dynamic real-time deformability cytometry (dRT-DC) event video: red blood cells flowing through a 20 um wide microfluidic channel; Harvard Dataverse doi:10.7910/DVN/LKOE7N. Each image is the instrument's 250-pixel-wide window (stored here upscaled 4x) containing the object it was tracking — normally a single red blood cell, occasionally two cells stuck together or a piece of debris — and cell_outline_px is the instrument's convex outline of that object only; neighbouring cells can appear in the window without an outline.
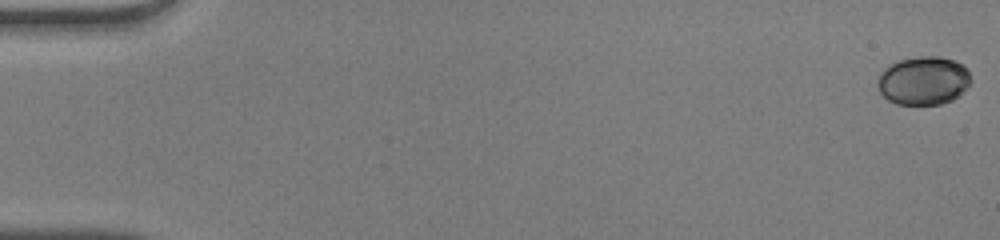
{"species": "human", "species_latin": "Homo sapiens", "temperature_condition": "warm", "stored_images_in_passage": 52, "camera_frame_rate_fps": 3000, "um_per_image_px": 0.085, "donor": {"sex": "male"}, "frame": {"image": 1, "passage_image": 1, "time_ms": 0.0, "image_size_px": [1000, 240], "cell_outline_px": [[972, 80], [968, 88], [960, 96], [952, 100], [940, 104], [896, 104], [888, 100], [880, 92], [876, 84], [876, 80], [880, 72], [888, 64], [900, 60], [920, 56], [940, 56], [956, 60], [968, 72]], "centroid_in_image_um": [78.49, 6.85], "position_along_channel_um": 6.5, "area_um2": 26.7}}
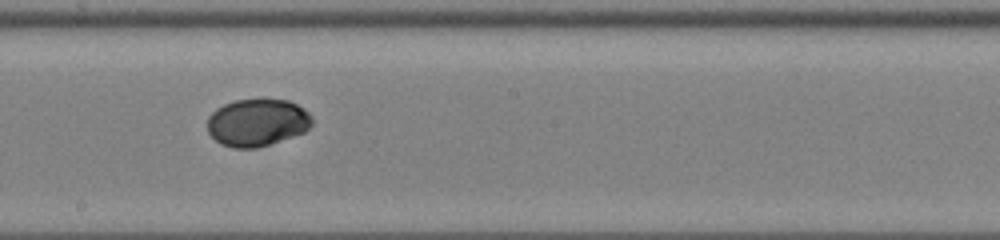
{"frame": {"image": 2, "passage_image": 30, "time_ms": 9.667, "image_size_px": [1000, 240], "cell_outline_px": [[312, 124], [304, 132], [256, 148], [232, 148], [220, 144], [208, 132], [208, 116], [216, 108], [224, 104], [236, 100], [288, 100], [304, 108], [312, 116]], "centroid_in_image_um": [21.85, 10.42], "position_along_channel_um": 226.4, "area_um2": 28.73}}
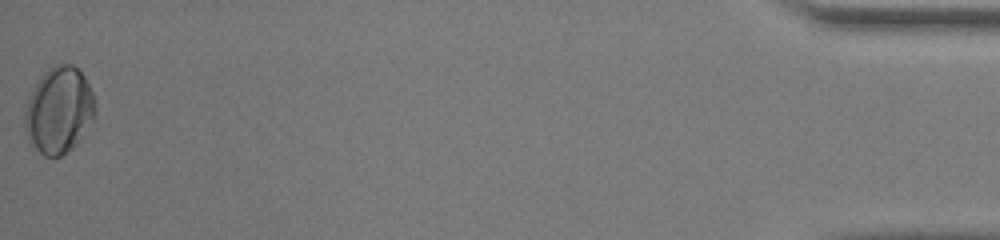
{"frame": {"image": 3, "passage_image": 52, "time_ms": 17.0, "image_size_px": [1000, 240], "cell_outline_px": [[96, 112], [92, 120], [76, 144], [72, 148], [60, 156], [44, 156], [28, 140], [24, 128], [24, 112], [28, 96], [32, 88], [44, 72], [48, 68], [56, 64], [72, 64], [84, 76], [92, 92], [96, 104]], "centroid_in_image_um": [4.99, 9.36], "position_along_channel_um": 430.2, "area_um2": 35.43}, "authors_computed_cell_mechanics": {"area_um2": 28.9578, "velocity_mm_per_s": 4.0772, "shape_relaxation_time_tau1_ms": 3.1908, "shape_relaxation_time_tau2_ms": 1.4347, "deformation_change_tau1": 0.1451, "deformation_change_tau2": 0.0118}}